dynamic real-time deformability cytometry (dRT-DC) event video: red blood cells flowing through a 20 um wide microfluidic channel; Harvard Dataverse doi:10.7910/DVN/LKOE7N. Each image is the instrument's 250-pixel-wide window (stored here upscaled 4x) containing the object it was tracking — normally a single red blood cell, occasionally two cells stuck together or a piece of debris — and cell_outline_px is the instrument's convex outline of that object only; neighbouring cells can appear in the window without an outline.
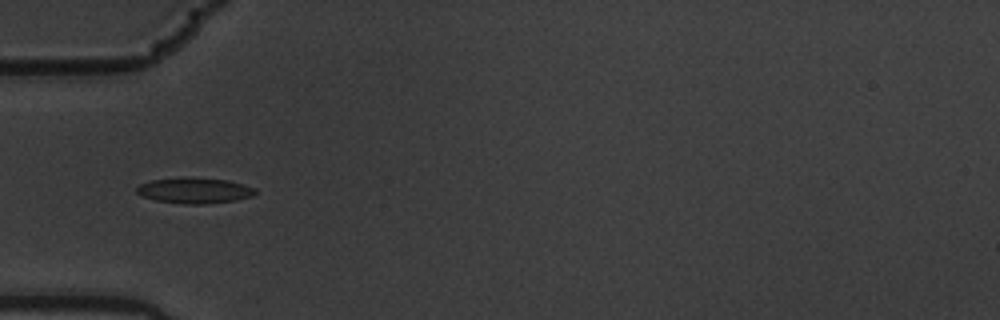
{"species": "common noctule bat (a hibernating species)", "species_latin": "Nyctalus noctula", "temperature_condition": "warm", "stored_images_in_passage": 5, "camera_frame_rate_fps": 3000, "um_per_image_px": 0.085, "animal": {"sex": "male", "body_mass_g": 19.5, "forearm_length_mm": 54.6}, "frame": {"image": 1, "passage_image": 1, "time_ms": 0.0, "image_size_px": [1000, 320], "cell_outline_px": [[256, 192], [252, 196], [236, 200], [208, 204], [184, 204], [156, 200], [140, 196], [136, 192], [136, 188], [140, 184], [152, 180], [184, 176], [188, 176], [228, 180], [244, 184], [256, 188]], "centroid_in_image_um": [16.53, 16.18], "position_along_channel_um": 68.5, "area_um2": 18.09}}
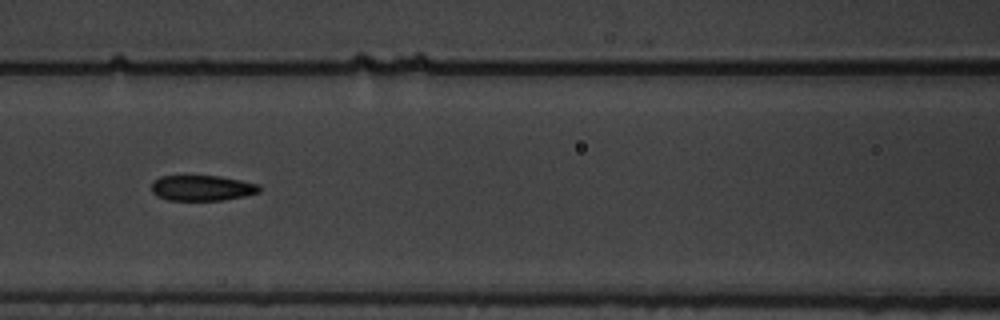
{"frame": {"image": 2, "passage_image": 3, "time_ms": 0.667, "image_size_px": [1000, 320], "cell_outline_px": [[260, 192], [244, 196], [224, 200], [168, 200], [152, 192], [152, 184], [160, 176], [220, 176], [260, 184]], "centroid_in_image_um": [17.22, 15.98], "position_along_channel_um": 149.4, "area_um2": 15.9}}
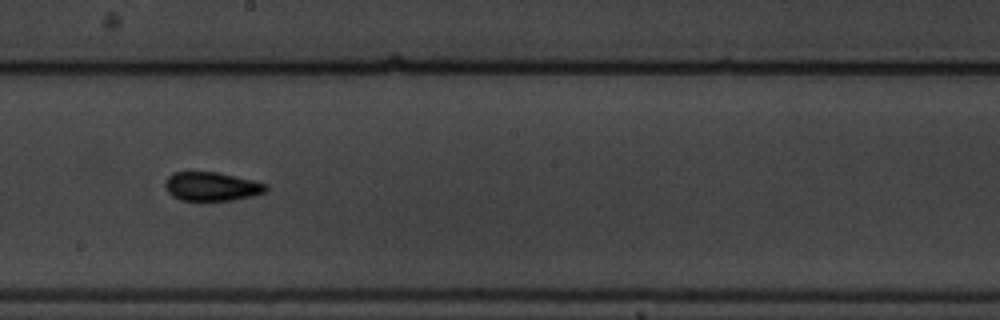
{"frame": {"image": 3, "passage_image": 5, "time_ms": 1.333, "image_size_px": [1000, 320], "cell_outline_px": [[268, 188], [264, 192], [252, 196], [232, 200], [180, 200], [172, 196], [168, 192], [164, 184], [168, 176], [172, 172], [216, 172], [252, 180], [268, 184]], "centroid_in_image_um": [17.97, 15.85], "position_along_channel_um": 230.2, "area_um2": 16.82}}